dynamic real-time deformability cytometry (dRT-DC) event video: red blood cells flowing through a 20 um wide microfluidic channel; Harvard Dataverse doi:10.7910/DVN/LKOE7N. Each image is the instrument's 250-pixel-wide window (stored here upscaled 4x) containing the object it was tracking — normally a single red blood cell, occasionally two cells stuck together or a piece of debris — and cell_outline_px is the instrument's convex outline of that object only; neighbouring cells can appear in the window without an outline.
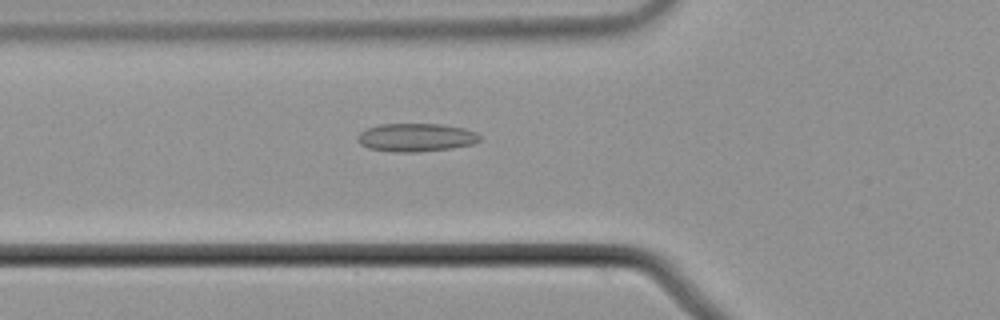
{"species": "common noctule bat (a hibernating species)", "species_latin": "Nyctalus noctula", "temperature_condition": "cold", "stored_images_in_passage": 35, "camera_frame_rate_fps": 3000, "um_per_image_px": 0.085, "animal": {"sex": "male", "body_mass_g": 21.5, "forearm_length_mm": 52.0}, "frame": {"image": 1, "passage_image": 3, "time_ms": 0.667, "image_size_px": [1000, 320], "cell_outline_px": [[480, 140], [472, 144], [452, 148], [416, 152], [396, 152], [368, 148], [360, 144], [356, 140], [356, 136], [360, 132], [368, 128], [380, 124], [444, 124], [464, 128], [476, 132], [480, 136]], "centroid_in_image_um": [35.35, 11.68], "position_along_channel_um": 90.5, "area_um2": 20.17}}
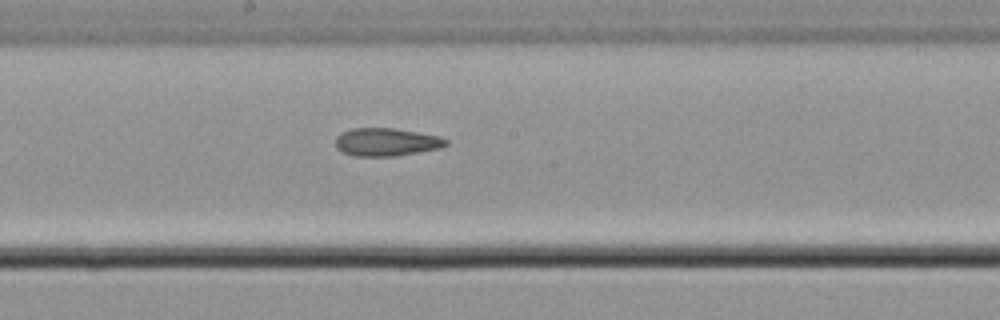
{"frame": {"image": 2, "passage_image": 13, "time_ms": 4.0, "image_size_px": [1000, 320], "cell_outline_px": [[448, 144], [440, 148], [396, 156], [352, 156], [336, 148], [336, 136], [352, 128], [396, 128], [440, 136], [448, 140]], "centroid_in_image_um": [32.86, 12.07], "position_along_channel_um": 215.3, "area_um2": 18.03}}
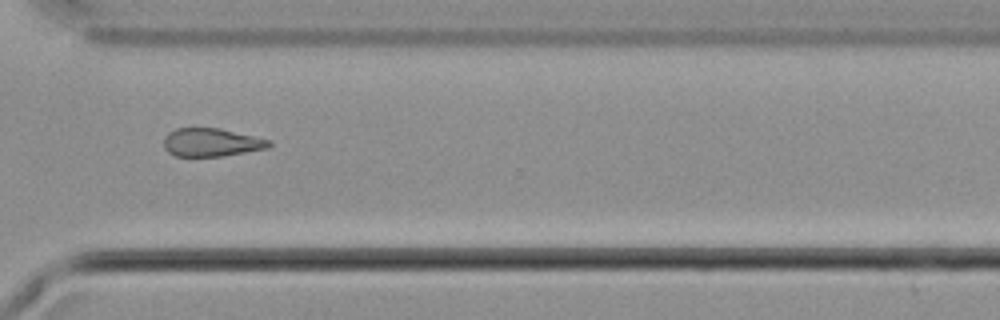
{"frame": {"image": 3, "passage_image": 24, "time_ms": 7.667, "image_size_px": [1000, 320], "cell_outline_px": [[272, 144], [268, 148], [224, 156], [176, 156], [168, 152], [164, 148], [164, 136], [168, 132], [176, 128], [220, 128], [272, 140]], "centroid_in_image_um": [17.98, 12.1], "position_along_channel_um": 352.6, "area_um2": 17.46}, "authors_computed_cell_mechanics": {"area_um2": 18.0336, "velocity_mm_per_s": 3.7426, "shape_relaxation_time_tau1_ms": null, "shape_relaxation_time_tau2_ms": 5.0685, "deformation_change_tau1": null, "deformation_change_tau2": 0.1236}}